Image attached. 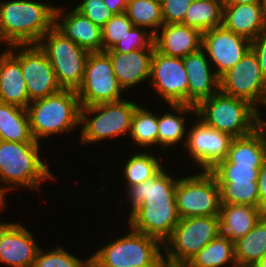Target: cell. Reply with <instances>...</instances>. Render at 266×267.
I'll return each mask as SVG.
<instances>
[{"label": "cell", "instance_id": "1", "mask_svg": "<svg viewBox=\"0 0 266 267\" xmlns=\"http://www.w3.org/2000/svg\"><path fill=\"white\" fill-rule=\"evenodd\" d=\"M167 169L165 166L152 179L123 188L130 207L124 219L128 227L162 243L171 236L180 219L175 199L179 176Z\"/></svg>", "mask_w": 266, "mask_h": 267}, {"label": "cell", "instance_id": "2", "mask_svg": "<svg viewBox=\"0 0 266 267\" xmlns=\"http://www.w3.org/2000/svg\"><path fill=\"white\" fill-rule=\"evenodd\" d=\"M40 144L0 140V188L7 194L16 187L39 193L43 184L58 178L43 160Z\"/></svg>", "mask_w": 266, "mask_h": 267}, {"label": "cell", "instance_id": "3", "mask_svg": "<svg viewBox=\"0 0 266 267\" xmlns=\"http://www.w3.org/2000/svg\"><path fill=\"white\" fill-rule=\"evenodd\" d=\"M41 0H0V44H38L54 27L55 5Z\"/></svg>", "mask_w": 266, "mask_h": 267}, {"label": "cell", "instance_id": "4", "mask_svg": "<svg viewBox=\"0 0 266 267\" xmlns=\"http://www.w3.org/2000/svg\"><path fill=\"white\" fill-rule=\"evenodd\" d=\"M30 129L35 141L66 135L80 129L81 104L75 90L62 89L45 98L31 101L27 107Z\"/></svg>", "mask_w": 266, "mask_h": 267}, {"label": "cell", "instance_id": "5", "mask_svg": "<svg viewBox=\"0 0 266 267\" xmlns=\"http://www.w3.org/2000/svg\"><path fill=\"white\" fill-rule=\"evenodd\" d=\"M81 106L79 142L88 146L104 140H115L128 135L136 107L140 104L128 99ZM87 144V145H86Z\"/></svg>", "mask_w": 266, "mask_h": 267}, {"label": "cell", "instance_id": "6", "mask_svg": "<svg viewBox=\"0 0 266 267\" xmlns=\"http://www.w3.org/2000/svg\"><path fill=\"white\" fill-rule=\"evenodd\" d=\"M195 109L196 117L205 125L233 138L249 135L260 126V112L253 105L220 90Z\"/></svg>", "mask_w": 266, "mask_h": 267}, {"label": "cell", "instance_id": "7", "mask_svg": "<svg viewBox=\"0 0 266 267\" xmlns=\"http://www.w3.org/2000/svg\"><path fill=\"white\" fill-rule=\"evenodd\" d=\"M127 228L124 234L119 232L120 237L108 236L107 243L92 253L110 267H161L164 264L163 243Z\"/></svg>", "mask_w": 266, "mask_h": 267}, {"label": "cell", "instance_id": "8", "mask_svg": "<svg viewBox=\"0 0 266 267\" xmlns=\"http://www.w3.org/2000/svg\"><path fill=\"white\" fill-rule=\"evenodd\" d=\"M220 234L219 216L179 219L171 236L163 243L164 264L185 267L201 249Z\"/></svg>", "mask_w": 266, "mask_h": 267}, {"label": "cell", "instance_id": "9", "mask_svg": "<svg viewBox=\"0 0 266 267\" xmlns=\"http://www.w3.org/2000/svg\"><path fill=\"white\" fill-rule=\"evenodd\" d=\"M194 170L178 177L175 199L179 218L219 216L221 196L215 175L210 170Z\"/></svg>", "mask_w": 266, "mask_h": 267}, {"label": "cell", "instance_id": "10", "mask_svg": "<svg viewBox=\"0 0 266 267\" xmlns=\"http://www.w3.org/2000/svg\"><path fill=\"white\" fill-rule=\"evenodd\" d=\"M38 45L47 55L62 89L76 91L82 83L89 52L66 38L55 27L41 38Z\"/></svg>", "mask_w": 266, "mask_h": 267}, {"label": "cell", "instance_id": "11", "mask_svg": "<svg viewBox=\"0 0 266 267\" xmlns=\"http://www.w3.org/2000/svg\"><path fill=\"white\" fill-rule=\"evenodd\" d=\"M124 92L129 93L119 84L109 55L105 51L90 52L82 83L76 90L81 106L117 102L126 98Z\"/></svg>", "mask_w": 266, "mask_h": 267}, {"label": "cell", "instance_id": "12", "mask_svg": "<svg viewBox=\"0 0 266 267\" xmlns=\"http://www.w3.org/2000/svg\"><path fill=\"white\" fill-rule=\"evenodd\" d=\"M220 91L248 101L259 112L265 109L266 79L251 48L242 60L220 77Z\"/></svg>", "mask_w": 266, "mask_h": 267}, {"label": "cell", "instance_id": "13", "mask_svg": "<svg viewBox=\"0 0 266 267\" xmlns=\"http://www.w3.org/2000/svg\"><path fill=\"white\" fill-rule=\"evenodd\" d=\"M7 49L20 61L30 101L62 90L47 55L38 44L12 45Z\"/></svg>", "mask_w": 266, "mask_h": 267}, {"label": "cell", "instance_id": "14", "mask_svg": "<svg viewBox=\"0 0 266 267\" xmlns=\"http://www.w3.org/2000/svg\"><path fill=\"white\" fill-rule=\"evenodd\" d=\"M188 128L187 141L183 150L193 167L199 170H211L220 160L225 159L233 137L205 125L196 116Z\"/></svg>", "mask_w": 266, "mask_h": 267}, {"label": "cell", "instance_id": "15", "mask_svg": "<svg viewBox=\"0 0 266 267\" xmlns=\"http://www.w3.org/2000/svg\"><path fill=\"white\" fill-rule=\"evenodd\" d=\"M159 100L168 104L188 105V75L183 59L154 50L148 83Z\"/></svg>", "mask_w": 266, "mask_h": 267}, {"label": "cell", "instance_id": "16", "mask_svg": "<svg viewBox=\"0 0 266 267\" xmlns=\"http://www.w3.org/2000/svg\"><path fill=\"white\" fill-rule=\"evenodd\" d=\"M250 48L249 39L231 32L223 25L202 34V49L219 78L242 60Z\"/></svg>", "mask_w": 266, "mask_h": 267}, {"label": "cell", "instance_id": "17", "mask_svg": "<svg viewBox=\"0 0 266 267\" xmlns=\"http://www.w3.org/2000/svg\"><path fill=\"white\" fill-rule=\"evenodd\" d=\"M0 221V264L10 267H33L39 241L32 230L19 222ZM37 241V242H36Z\"/></svg>", "mask_w": 266, "mask_h": 267}, {"label": "cell", "instance_id": "18", "mask_svg": "<svg viewBox=\"0 0 266 267\" xmlns=\"http://www.w3.org/2000/svg\"><path fill=\"white\" fill-rule=\"evenodd\" d=\"M55 10L54 27L66 38L75 42L81 48L90 52L102 51L101 27L92 23L85 15L75 7H68L65 4L57 5ZM64 8H63V7ZM65 10V11H64ZM67 10V11H66Z\"/></svg>", "mask_w": 266, "mask_h": 267}, {"label": "cell", "instance_id": "19", "mask_svg": "<svg viewBox=\"0 0 266 267\" xmlns=\"http://www.w3.org/2000/svg\"><path fill=\"white\" fill-rule=\"evenodd\" d=\"M182 59L188 75V105L196 107L220 90V78L202 48Z\"/></svg>", "mask_w": 266, "mask_h": 267}, {"label": "cell", "instance_id": "20", "mask_svg": "<svg viewBox=\"0 0 266 267\" xmlns=\"http://www.w3.org/2000/svg\"><path fill=\"white\" fill-rule=\"evenodd\" d=\"M155 49H139L127 54L105 51L112 62L119 84L127 92L138 85L148 84L151 75V61ZM145 81V82H144Z\"/></svg>", "mask_w": 266, "mask_h": 267}, {"label": "cell", "instance_id": "21", "mask_svg": "<svg viewBox=\"0 0 266 267\" xmlns=\"http://www.w3.org/2000/svg\"><path fill=\"white\" fill-rule=\"evenodd\" d=\"M202 34L182 23L163 24L154 34V47L161 54L184 58L202 48Z\"/></svg>", "mask_w": 266, "mask_h": 267}, {"label": "cell", "instance_id": "22", "mask_svg": "<svg viewBox=\"0 0 266 267\" xmlns=\"http://www.w3.org/2000/svg\"><path fill=\"white\" fill-rule=\"evenodd\" d=\"M168 111H158V136L157 148L158 154L167 151L168 148L175 149L177 145L183 143L185 147L189 125L187 124V115L196 116V109L192 105L187 104H168ZM194 114V115H193ZM183 141V142H182ZM174 146V147H173Z\"/></svg>", "mask_w": 266, "mask_h": 267}, {"label": "cell", "instance_id": "23", "mask_svg": "<svg viewBox=\"0 0 266 267\" xmlns=\"http://www.w3.org/2000/svg\"><path fill=\"white\" fill-rule=\"evenodd\" d=\"M222 25L252 41L266 31V13L258 4L223 5Z\"/></svg>", "mask_w": 266, "mask_h": 267}, {"label": "cell", "instance_id": "24", "mask_svg": "<svg viewBox=\"0 0 266 267\" xmlns=\"http://www.w3.org/2000/svg\"><path fill=\"white\" fill-rule=\"evenodd\" d=\"M0 52V102L27 109L31 101L20 61L4 46Z\"/></svg>", "mask_w": 266, "mask_h": 267}, {"label": "cell", "instance_id": "25", "mask_svg": "<svg viewBox=\"0 0 266 267\" xmlns=\"http://www.w3.org/2000/svg\"><path fill=\"white\" fill-rule=\"evenodd\" d=\"M265 215L260 208L242 204H221L220 233L236 242L250 232Z\"/></svg>", "mask_w": 266, "mask_h": 267}, {"label": "cell", "instance_id": "26", "mask_svg": "<svg viewBox=\"0 0 266 267\" xmlns=\"http://www.w3.org/2000/svg\"><path fill=\"white\" fill-rule=\"evenodd\" d=\"M226 159L260 170L266 159V128L260 125L249 135L232 138Z\"/></svg>", "mask_w": 266, "mask_h": 267}, {"label": "cell", "instance_id": "27", "mask_svg": "<svg viewBox=\"0 0 266 267\" xmlns=\"http://www.w3.org/2000/svg\"><path fill=\"white\" fill-rule=\"evenodd\" d=\"M132 151L135 153L129 155V157H127L128 159L126 158V162H123V169L120 171L123 177L122 182L125 180V188H129L130 186H135L139 183L152 179L166 166L162 162V160H166L163 158L164 154L162 153L161 155H158L157 153L154 154L152 153L153 150H139L138 153V151H134V148Z\"/></svg>", "mask_w": 266, "mask_h": 267}, {"label": "cell", "instance_id": "28", "mask_svg": "<svg viewBox=\"0 0 266 267\" xmlns=\"http://www.w3.org/2000/svg\"><path fill=\"white\" fill-rule=\"evenodd\" d=\"M0 140L37 142L31 133L27 109L0 102Z\"/></svg>", "mask_w": 266, "mask_h": 267}, {"label": "cell", "instance_id": "29", "mask_svg": "<svg viewBox=\"0 0 266 267\" xmlns=\"http://www.w3.org/2000/svg\"><path fill=\"white\" fill-rule=\"evenodd\" d=\"M238 267H253L266 255V214L245 236L234 242Z\"/></svg>", "mask_w": 266, "mask_h": 267}, {"label": "cell", "instance_id": "30", "mask_svg": "<svg viewBox=\"0 0 266 267\" xmlns=\"http://www.w3.org/2000/svg\"><path fill=\"white\" fill-rule=\"evenodd\" d=\"M155 109H149L142 103L139 104L134 112L131 130L129 138L131 143L136 144L139 150L155 151L154 147H157V136H158V112Z\"/></svg>", "mask_w": 266, "mask_h": 267}, {"label": "cell", "instance_id": "31", "mask_svg": "<svg viewBox=\"0 0 266 267\" xmlns=\"http://www.w3.org/2000/svg\"><path fill=\"white\" fill-rule=\"evenodd\" d=\"M185 267H238L234 242L220 234L201 249Z\"/></svg>", "mask_w": 266, "mask_h": 267}, {"label": "cell", "instance_id": "32", "mask_svg": "<svg viewBox=\"0 0 266 267\" xmlns=\"http://www.w3.org/2000/svg\"><path fill=\"white\" fill-rule=\"evenodd\" d=\"M222 0H194L187 9L182 24L202 33L222 26Z\"/></svg>", "mask_w": 266, "mask_h": 267}, {"label": "cell", "instance_id": "33", "mask_svg": "<svg viewBox=\"0 0 266 267\" xmlns=\"http://www.w3.org/2000/svg\"><path fill=\"white\" fill-rule=\"evenodd\" d=\"M134 26L155 34L164 24L161 4L152 0H127L125 12Z\"/></svg>", "mask_w": 266, "mask_h": 267}, {"label": "cell", "instance_id": "34", "mask_svg": "<svg viewBox=\"0 0 266 267\" xmlns=\"http://www.w3.org/2000/svg\"><path fill=\"white\" fill-rule=\"evenodd\" d=\"M221 204H242L260 208L257 181L218 182Z\"/></svg>", "mask_w": 266, "mask_h": 267}, {"label": "cell", "instance_id": "35", "mask_svg": "<svg viewBox=\"0 0 266 267\" xmlns=\"http://www.w3.org/2000/svg\"><path fill=\"white\" fill-rule=\"evenodd\" d=\"M52 249V250H51ZM51 249L40 247L36 253L33 267H86L87 258H79L68 249L54 246Z\"/></svg>", "mask_w": 266, "mask_h": 267}, {"label": "cell", "instance_id": "36", "mask_svg": "<svg viewBox=\"0 0 266 267\" xmlns=\"http://www.w3.org/2000/svg\"><path fill=\"white\" fill-rule=\"evenodd\" d=\"M218 182L258 181L259 170L255 166L237 165L226 158L220 160L211 170Z\"/></svg>", "mask_w": 266, "mask_h": 267}, {"label": "cell", "instance_id": "37", "mask_svg": "<svg viewBox=\"0 0 266 267\" xmlns=\"http://www.w3.org/2000/svg\"><path fill=\"white\" fill-rule=\"evenodd\" d=\"M132 21L127 14H115L101 28L102 31V51H108L130 32L133 27Z\"/></svg>", "mask_w": 266, "mask_h": 267}, {"label": "cell", "instance_id": "38", "mask_svg": "<svg viewBox=\"0 0 266 267\" xmlns=\"http://www.w3.org/2000/svg\"><path fill=\"white\" fill-rule=\"evenodd\" d=\"M139 49H155L154 34L148 29L133 26L130 32L111 48L114 53L127 54Z\"/></svg>", "mask_w": 266, "mask_h": 267}, {"label": "cell", "instance_id": "39", "mask_svg": "<svg viewBox=\"0 0 266 267\" xmlns=\"http://www.w3.org/2000/svg\"><path fill=\"white\" fill-rule=\"evenodd\" d=\"M76 2L74 7L85 15L92 23L101 28L115 15L107 9L103 0H80V2L77 0Z\"/></svg>", "mask_w": 266, "mask_h": 267}, {"label": "cell", "instance_id": "40", "mask_svg": "<svg viewBox=\"0 0 266 267\" xmlns=\"http://www.w3.org/2000/svg\"><path fill=\"white\" fill-rule=\"evenodd\" d=\"M194 0H164L161 4L164 24L182 23L188 7Z\"/></svg>", "mask_w": 266, "mask_h": 267}, {"label": "cell", "instance_id": "41", "mask_svg": "<svg viewBox=\"0 0 266 267\" xmlns=\"http://www.w3.org/2000/svg\"><path fill=\"white\" fill-rule=\"evenodd\" d=\"M251 49L256 54L260 69L266 79V31L251 41Z\"/></svg>", "mask_w": 266, "mask_h": 267}, {"label": "cell", "instance_id": "42", "mask_svg": "<svg viewBox=\"0 0 266 267\" xmlns=\"http://www.w3.org/2000/svg\"><path fill=\"white\" fill-rule=\"evenodd\" d=\"M257 183L259 189L260 209H262L266 214V159L259 170V178Z\"/></svg>", "mask_w": 266, "mask_h": 267}, {"label": "cell", "instance_id": "43", "mask_svg": "<svg viewBox=\"0 0 266 267\" xmlns=\"http://www.w3.org/2000/svg\"><path fill=\"white\" fill-rule=\"evenodd\" d=\"M107 9L114 14H121L126 12L127 0H103Z\"/></svg>", "mask_w": 266, "mask_h": 267}, {"label": "cell", "instance_id": "44", "mask_svg": "<svg viewBox=\"0 0 266 267\" xmlns=\"http://www.w3.org/2000/svg\"><path fill=\"white\" fill-rule=\"evenodd\" d=\"M223 5L258 4L262 5L263 0H222Z\"/></svg>", "mask_w": 266, "mask_h": 267}, {"label": "cell", "instance_id": "45", "mask_svg": "<svg viewBox=\"0 0 266 267\" xmlns=\"http://www.w3.org/2000/svg\"><path fill=\"white\" fill-rule=\"evenodd\" d=\"M87 264L86 267H110L105 264H103L94 254H90L89 257H87Z\"/></svg>", "mask_w": 266, "mask_h": 267}, {"label": "cell", "instance_id": "46", "mask_svg": "<svg viewBox=\"0 0 266 267\" xmlns=\"http://www.w3.org/2000/svg\"><path fill=\"white\" fill-rule=\"evenodd\" d=\"M6 199H7V193L2 188H0V214L4 212V210L7 208L6 205L8 204Z\"/></svg>", "mask_w": 266, "mask_h": 267}, {"label": "cell", "instance_id": "47", "mask_svg": "<svg viewBox=\"0 0 266 267\" xmlns=\"http://www.w3.org/2000/svg\"><path fill=\"white\" fill-rule=\"evenodd\" d=\"M264 110L266 111V105H265V109ZM265 111L262 110L260 112V125L262 127H264V128H266V112ZM264 115H265V117H264Z\"/></svg>", "mask_w": 266, "mask_h": 267}, {"label": "cell", "instance_id": "48", "mask_svg": "<svg viewBox=\"0 0 266 267\" xmlns=\"http://www.w3.org/2000/svg\"><path fill=\"white\" fill-rule=\"evenodd\" d=\"M253 267H266V255L253 265Z\"/></svg>", "mask_w": 266, "mask_h": 267}, {"label": "cell", "instance_id": "49", "mask_svg": "<svg viewBox=\"0 0 266 267\" xmlns=\"http://www.w3.org/2000/svg\"><path fill=\"white\" fill-rule=\"evenodd\" d=\"M262 7H263V9H264V11L266 13V0H263Z\"/></svg>", "mask_w": 266, "mask_h": 267}, {"label": "cell", "instance_id": "50", "mask_svg": "<svg viewBox=\"0 0 266 267\" xmlns=\"http://www.w3.org/2000/svg\"><path fill=\"white\" fill-rule=\"evenodd\" d=\"M152 1H155V2L160 3V4H162L164 2V0H152Z\"/></svg>", "mask_w": 266, "mask_h": 267}, {"label": "cell", "instance_id": "51", "mask_svg": "<svg viewBox=\"0 0 266 267\" xmlns=\"http://www.w3.org/2000/svg\"><path fill=\"white\" fill-rule=\"evenodd\" d=\"M161 267H175V266H171V265L163 264Z\"/></svg>", "mask_w": 266, "mask_h": 267}]
</instances>
